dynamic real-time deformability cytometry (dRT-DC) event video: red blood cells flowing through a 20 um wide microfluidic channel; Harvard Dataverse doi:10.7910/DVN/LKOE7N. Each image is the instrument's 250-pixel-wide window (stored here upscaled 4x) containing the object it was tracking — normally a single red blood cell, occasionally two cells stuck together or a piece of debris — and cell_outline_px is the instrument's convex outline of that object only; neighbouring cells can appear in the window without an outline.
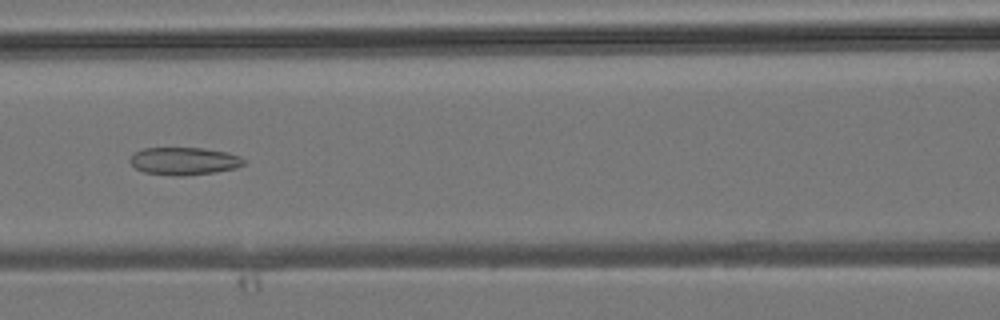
{"species": "common noctule bat (a hibernating species)", "species_latin": "Nyctalus noctula", "temperature_condition": "room temperature", "stored_images_in_passage": 41, "camera_frame_rate_fps": 3000, "um_per_image_px": 0.085, "animal": {"sex": "male", "body_mass_g": 19.2, "forearm_length_mm": 51.8}, "frame": {"image": 1, "passage_image": 18, "time_ms": 5.667, "image_size_px": [1000, 320], "cell_outline_px": [[244, 164], [236, 168], [216, 172], [180, 176], [176, 176], [144, 172], [136, 168], [128, 160], [132, 152], [144, 148], [204, 148], [228, 152], [240, 156], [244, 160]], "centroid_in_image_um": [15.63, 13.68], "position_along_channel_um": 151.0, "area_um2": 18.44}}
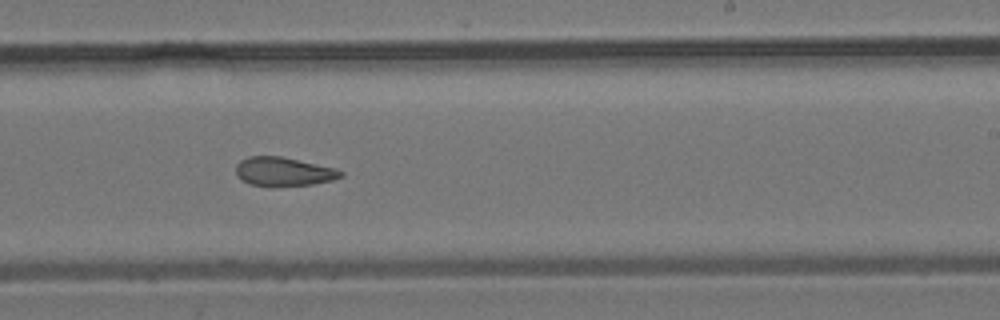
{"frame": {"image": 2, "passage_image": 25, "time_ms": 8.0, "image_size_px": [1000, 320], "cell_outline_px": [[344, 176], [332, 180], [312, 184], [272, 188], [248, 184], [240, 180], [236, 176], [236, 164], [240, 160], [248, 156], [280, 156], [336, 168], [344, 172]], "centroid_in_image_um": [24.06, 14.61], "position_along_channel_um": 264.9, "area_um2": 18.15}}
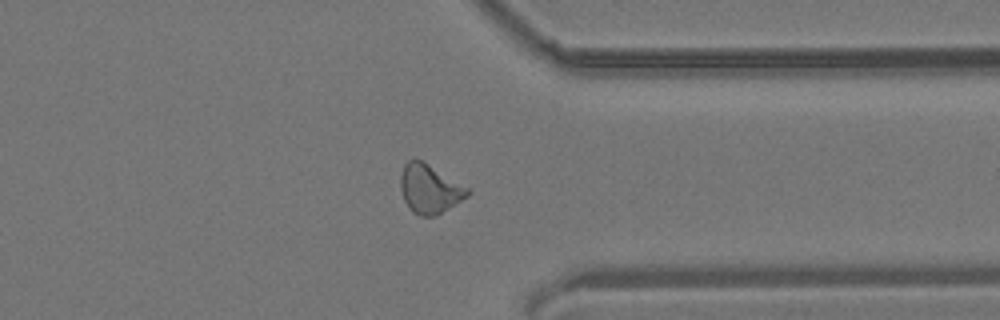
{"frame": {"image": 3, "passage_image": 32, "time_ms": 10.333, "image_size_px": [1000, 320], "cell_outline_px": [[472, 192], [468, 196], [436, 216], [420, 216], [412, 212], [408, 208], [404, 200], [400, 188], [400, 176], [404, 164], [408, 160], [420, 160], [428, 164], [468, 188]], "centroid_in_image_um": [36.49, 16.08], "position_along_channel_um": 374.9, "area_um2": 18.96}}